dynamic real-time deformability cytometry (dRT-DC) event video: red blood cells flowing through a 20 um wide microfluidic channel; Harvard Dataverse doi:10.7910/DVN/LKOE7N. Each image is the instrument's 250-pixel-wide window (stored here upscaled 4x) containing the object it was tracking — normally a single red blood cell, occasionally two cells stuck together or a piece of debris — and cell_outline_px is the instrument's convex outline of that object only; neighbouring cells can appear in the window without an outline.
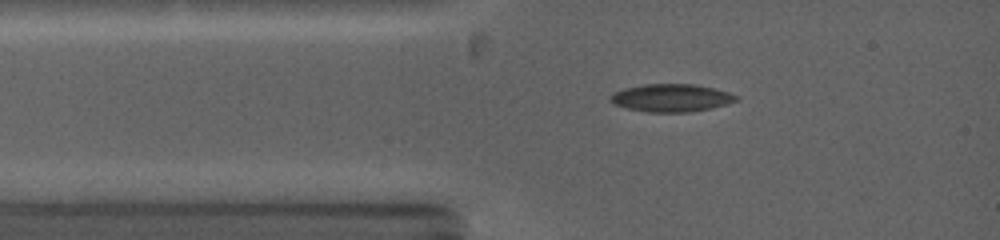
{"species": "common noctule bat (a hibernating species)", "species_latin": "Nyctalus noctula", "temperature_condition": "warm", "stored_images_in_passage": 39, "camera_frame_rate_fps": 5000, "um_per_image_px": 0.085, "animal": {"sex": "female", "body_mass_g": 19.0, "forearm_length_mm": 53.3}, "frame": {"image": 1, "passage_image": 5, "time_ms": 1.4, "image_size_px": [1000, 240], "cell_outline_px": [[740, 100], [712, 108], [688, 112], [648, 112], [628, 108], [612, 104], [608, 100], [608, 96], [612, 92], [624, 88], [644, 84], [696, 84], [716, 88], [740, 96]], "centroid_in_image_um": [57.05, 8.31], "position_along_channel_um": 27.9, "area_um2": 20.69}}
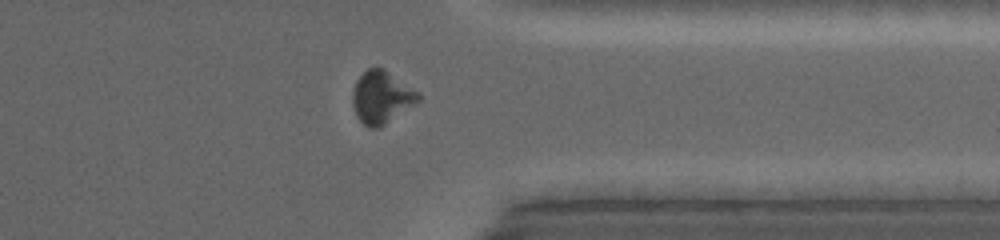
{"frame": {"image": 2, "passage_image": 28, "time_ms": 10.0, "image_size_px": [1000, 240], "cell_outline_px": [[420, 100], [384, 124], [376, 128], [368, 128], [356, 116], [352, 104], [352, 92], [356, 80], [368, 68], [384, 68], [420, 92]], "centroid_in_image_um": [32.42, 8.25], "position_along_channel_um": 379.0, "area_um2": 20.0}}
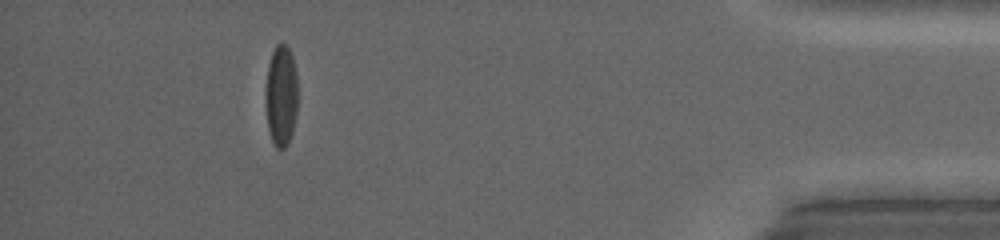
{"frame": {"image": 3, "passage_image": 35, "time_ms": 12.2, "image_size_px": [1000, 240], "cell_outline_px": [[296, 116], [292, 132], [288, 144], [284, 148], [276, 148], [272, 140], [268, 128], [264, 104], [264, 92], [268, 64], [272, 52], [276, 44], [284, 44], [288, 48], [292, 56], [296, 72]], "centroid_in_image_um": [23.86, 8.14], "position_along_channel_um": 411.3, "area_um2": 19.19}, "authors_computed_cell_mechanics": {"area_um2": 20.1722, "velocity_mm_per_s": 4.2299, "shape_relaxation_time_tau1_ms": 4.1141, "shape_relaxation_time_tau2_ms": 3.9176, "deformation_change_tau1": 0.1487, "deformation_change_tau2": 0.1038}}